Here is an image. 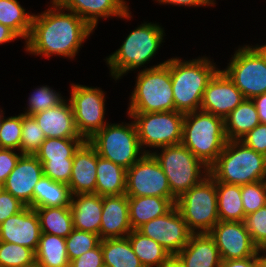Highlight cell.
<instances>
[{"label": "cell", "mask_w": 266, "mask_h": 267, "mask_svg": "<svg viewBox=\"0 0 266 267\" xmlns=\"http://www.w3.org/2000/svg\"><path fill=\"white\" fill-rule=\"evenodd\" d=\"M50 4L47 10L33 15L31 33L24 49L32 55L73 59L94 29L76 13L65 12L55 0Z\"/></svg>", "instance_id": "obj_1"}, {"label": "cell", "mask_w": 266, "mask_h": 267, "mask_svg": "<svg viewBox=\"0 0 266 267\" xmlns=\"http://www.w3.org/2000/svg\"><path fill=\"white\" fill-rule=\"evenodd\" d=\"M218 70L208 57L188 61L179 57L170 58L175 110L183 114L200 110L204 90Z\"/></svg>", "instance_id": "obj_2"}, {"label": "cell", "mask_w": 266, "mask_h": 267, "mask_svg": "<svg viewBox=\"0 0 266 267\" xmlns=\"http://www.w3.org/2000/svg\"><path fill=\"white\" fill-rule=\"evenodd\" d=\"M209 175L216 182L240 186L266 180V157L240 140H228Z\"/></svg>", "instance_id": "obj_3"}, {"label": "cell", "mask_w": 266, "mask_h": 267, "mask_svg": "<svg viewBox=\"0 0 266 267\" xmlns=\"http://www.w3.org/2000/svg\"><path fill=\"white\" fill-rule=\"evenodd\" d=\"M164 34V29L152 22H144L132 30L120 48L105 59L110 76L116 81L129 71L148 64L164 42Z\"/></svg>", "instance_id": "obj_4"}, {"label": "cell", "mask_w": 266, "mask_h": 267, "mask_svg": "<svg viewBox=\"0 0 266 267\" xmlns=\"http://www.w3.org/2000/svg\"><path fill=\"white\" fill-rule=\"evenodd\" d=\"M127 113L176 111L170 75V59L137 73Z\"/></svg>", "instance_id": "obj_5"}, {"label": "cell", "mask_w": 266, "mask_h": 267, "mask_svg": "<svg viewBox=\"0 0 266 267\" xmlns=\"http://www.w3.org/2000/svg\"><path fill=\"white\" fill-rule=\"evenodd\" d=\"M227 141L223 118L201 110L184 114L181 144L207 167L217 160Z\"/></svg>", "instance_id": "obj_6"}, {"label": "cell", "mask_w": 266, "mask_h": 267, "mask_svg": "<svg viewBox=\"0 0 266 267\" xmlns=\"http://www.w3.org/2000/svg\"><path fill=\"white\" fill-rule=\"evenodd\" d=\"M159 150L160 153L157 150L152 154L167 176L171 193L176 198L209 175V167L181 143L165 146Z\"/></svg>", "instance_id": "obj_7"}, {"label": "cell", "mask_w": 266, "mask_h": 267, "mask_svg": "<svg viewBox=\"0 0 266 267\" xmlns=\"http://www.w3.org/2000/svg\"><path fill=\"white\" fill-rule=\"evenodd\" d=\"M100 157L122 166L126 170L145 152L142 150L134 121L131 123H107L87 140Z\"/></svg>", "instance_id": "obj_8"}, {"label": "cell", "mask_w": 266, "mask_h": 267, "mask_svg": "<svg viewBox=\"0 0 266 267\" xmlns=\"http://www.w3.org/2000/svg\"><path fill=\"white\" fill-rule=\"evenodd\" d=\"M175 206L192 233H209L219 222L216 181L206 176L178 197Z\"/></svg>", "instance_id": "obj_9"}, {"label": "cell", "mask_w": 266, "mask_h": 267, "mask_svg": "<svg viewBox=\"0 0 266 267\" xmlns=\"http://www.w3.org/2000/svg\"><path fill=\"white\" fill-rule=\"evenodd\" d=\"M222 71L245 99H253L266 92V50L258 43L256 46L238 47Z\"/></svg>", "instance_id": "obj_10"}, {"label": "cell", "mask_w": 266, "mask_h": 267, "mask_svg": "<svg viewBox=\"0 0 266 267\" xmlns=\"http://www.w3.org/2000/svg\"><path fill=\"white\" fill-rule=\"evenodd\" d=\"M133 119L138 139L145 153L152 151L145 148H162L177 145L182 140L184 114L177 111L154 113H128ZM148 146V147H147Z\"/></svg>", "instance_id": "obj_11"}, {"label": "cell", "mask_w": 266, "mask_h": 267, "mask_svg": "<svg viewBox=\"0 0 266 267\" xmlns=\"http://www.w3.org/2000/svg\"><path fill=\"white\" fill-rule=\"evenodd\" d=\"M105 92L99 87L71 83L69 101L74 113L75 126L85 140H89L108 122L105 120Z\"/></svg>", "instance_id": "obj_12"}, {"label": "cell", "mask_w": 266, "mask_h": 267, "mask_svg": "<svg viewBox=\"0 0 266 267\" xmlns=\"http://www.w3.org/2000/svg\"><path fill=\"white\" fill-rule=\"evenodd\" d=\"M127 196H156L177 199L172 193L167 176L152 153H145L126 173Z\"/></svg>", "instance_id": "obj_13"}, {"label": "cell", "mask_w": 266, "mask_h": 267, "mask_svg": "<svg viewBox=\"0 0 266 267\" xmlns=\"http://www.w3.org/2000/svg\"><path fill=\"white\" fill-rule=\"evenodd\" d=\"M137 230L162 245L170 255L178 254L192 234L176 206L165 215L143 224Z\"/></svg>", "instance_id": "obj_14"}, {"label": "cell", "mask_w": 266, "mask_h": 267, "mask_svg": "<svg viewBox=\"0 0 266 267\" xmlns=\"http://www.w3.org/2000/svg\"><path fill=\"white\" fill-rule=\"evenodd\" d=\"M209 235L219 250L221 260L248 258L260 251L253 243L244 221H219Z\"/></svg>", "instance_id": "obj_15"}, {"label": "cell", "mask_w": 266, "mask_h": 267, "mask_svg": "<svg viewBox=\"0 0 266 267\" xmlns=\"http://www.w3.org/2000/svg\"><path fill=\"white\" fill-rule=\"evenodd\" d=\"M245 97L222 71L218 70L208 82L203 93L200 110L226 118Z\"/></svg>", "instance_id": "obj_16"}, {"label": "cell", "mask_w": 266, "mask_h": 267, "mask_svg": "<svg viewBox=\"0 0 266 267\" xmlns=\"http://www.w3.org/2000/svg\"><path fill=\"white\" fill-rule=\"evenodd\" d=\"M43 175V167L37 157L22 154L2 188L25 206L33 208L34 187Z\"/></svg>", "instance_id": "obj_17"}, {"label": "cell", "mask_w": 266, "mask_h": 267, "mask_svg": "<svg viewBox=\"0 0 266 267\" xmlns=\"http://www.w3.org/2000/svg\"><path fill=\"white\" fill-rule=\"evenodd\" d=\"M40 221L35 209L25 206L0 224V241L15 243L34 252L41 236Z\"/></svg>", "instance_id": "obj_18"}, {"label": "cell", "mask_w": 266, "mask_h": 267, "mask_svg": "<svg viewBox=\"0 0 266 267\" xmlns=\"http://www.w3.org/2000/svg\"><path fill=\"white\" fill-rule=\"evenodd\" d=\"M65 10L80 16L95 30L97 23L109 17L132 18L129 5L125 0H55Z\"/></svg>", "instance_id": "obj_19"}, {"label": "cell", "mask_w": 266, "mask_h": 267, "mask_svg": "<svg viewBox=\"0 0 266 267\" xmlns=\"http://www.w3.org/2000/svg\"><path fill=\"white\" fill-rule=\"evenodd\" d=\"M131 231L128 196H102L100 238H124Z\"/></svg>", "instance_id": "obj_20"}, {"label": "cell", "mask_w": 266, "mask_h": 267, "mask_svg": "<svg viewBox=\"0 0 266 267\" xmlns=\"http://www.w3.org/2000/svg\"><path fill=\"white\" fill-rule=\"evenodd\" d=\"M96 169L97 151L86 140L73 157L72 174L68 184L72 196L95 193Z\"/></svg>", "instance_id": "obj_21"}, {"label": "cell", "mask_w": 266, "mask_h": 267, "mask_svg": "<svg viewBox=\"0 0 266 267\" xmlns=\"http://www.w3.org/2000/svg\"><path fill=\"white\" fill-rule=\"evenodd\" d=\"M32 116L43 130L46 138H83L76 129L69 99Z\"/></svg>", "instance_id": "obj_22"}, {"label": "cell", "mask_w": 266, "mask_h": 267, "mask_svg": "<svg viewBox=\"0 0 266 267\" xmlns=\"http://www.w3.org/2000/svg\"><path fill=\"white\" fill-rule=\"evenodd\" d=\"M176 256L183 267H220L222 261L209 233H192L188 243Z\"/></svg>", "instance_id": "obj_23"}, {"label": "cell", "mask_w": 266, "mask_h": 267, "mask_svg": "<svg viewBox=\"0 0 266 267\" xmlns=\"http://www.w3.org/2000/svg\"><path fill=\"white\" fill-rule=\"evenodd\" d=\"M70 209L74 229L100 236L102 196L95 193L73 195Z\"/></svg>", "instance_id": "obj_24"}, {"label": "cell", "mask_w": 266, "mask_h": 267, "mask_svg": "<svg viewBox=\"0 0 266 267\" xmlns=\"http://www.w3.org/2000/svg\"><path fill=\"white\" fill-rule=\"evenodd\" d=\"M177 199H167L156 196H128L129 220L132 230H137L143 224L168 213Z\"/></svg>", "instance_id": "obj_25"}, {"label": "cell", "mask_w": 266, "mask_h": 267, "mask_svg": "<svg viewBox=\"0 0 266 267\" xmlns=\"http://www.w3.org/2000/svg\"><path fill=\"white\" fill-rule=\"evenodd\" d=\"M127 170L97 153L95 194L100 196L122 195L126 193Z\"/></svg>", "instance_id": "obj_26"}, {"label": "cell", "mask_w": 266, "mask_h": 267, "mask_svg": "<svg viewBox=\"0 0 266 267\" xmlns=\"http://www.w3.org/2000/svg\"><path fill=\"white\" fill-rule=\"evenodd\" d=\"M260 124L256 105L252 99H244L230 114L224 118L227 140H240Z\"/></svg>", "instance_id": "obj_27"}, {"label": "cell", "mask_w": 266, "mask_h": 267, "mask_svg": "<svg viewBox=\"0 0 266 267\" xmlns=\"http://www.w3.org/2000/svg\"><path fill=\"white\" fill-rule=\"evenodd\" d=\"M72 194L68 184L42 176L34 187L33 209L70 206Z\"/></svg>", "instance_id": "obj_28"}, {"label": "cell", "mask_w": 266, "mask_h": 267, "mask_svg": "<svg viewBox=\"0 0 266 267\" xmlns=\"http://www.w3.org/2000/svg\"><path fill=\"white\" fill-rule=\"evenodd\" d=\"M105 267H144L127 237L101 239Z\"/></svg>", "instance_id": "obj_29"}, {"label": "cell", "mask_w": 266, "mask_h": 267, "mask_svg": "<svg viewBox=\"0 0 266 267\" xmlns=\"http://www.w3.org/2000/svg\"><path fill=\"white\" fill-rule=\"evenodd\" d=\"M35 259L41 267H69L65 238L41 233Z\"/></svg>", "instance_id": "obj_30"}, {"label": "cell", "mask_w": 266, "mask_h": 267, "mask_svg": "<svg viewBox=\"0 0 266 267\" xmlns=\"http://www.w3.org/2000/svg\"><path fill=\"white\" fill-rule=\"evenodd\" d=\"M219 221H244L241 186L216 182Z\"/></svg>", "instance_id": "obj_31"}, {"label": "cell", "mask_w": 266, "mask_h": 267, "mask_svg": "<svg viewBox=\"0 0 266 267\" xmlns=\"http://www.w3.org/2000/svg\"><path fill=\"white\" fill-rule=\"evenodd\" d=\"M34 209L38 214L42 233L66 238L74 229L70 206Z\"/></svg>", "instance_id": "obj_32"}, {"label": "cell", "mask_w": 266, "mask_h": 267, "mask_svg": "<svg viewBox=\"0 0 266 267\" xmlns=\"http://www.w3.org/2000/svg\"><path fill=\"white\" fill-rule=\"evenodd\" d=\"M126 237L144 267H159L170 256L162 245L138 230H132Z\"/></svg>", "instance_id": "obj_33"}, {"label": "cell", "mask_w": 266, "mask_h": 267, "mask_svg": "<svg viewBox=\"0 0 266 267\" xmlns=\"http://www.w3.org/2000/svg\"><path fill=\"white\" fill-rule=\"evenodd\" d=\"M33 15L26 12L18 0H0V23L12 29L25 42L31 33Z\"/></svg>", "instance_id": "obj_34"}, {"label": "cell", "mask_w": 266, "mask_h": 267, "mask_svg": "<svg viewBox=\"0 0 266 267\" xmlns=\"http://www.w3.org/2000/svg\"><path fill=\"white\" fill-rule=\"evenodd\" d=\"M84 138H46L35 153L39 161H58L73 158L85 142Z\"/></svg>", "instance_id": "obj_35"}, {"label": "cell", "mask_w": 266, "mask_h": 267, "mask_svg": "<svg viewBox=\"0 0 266 267\" xmlns=\"http://www.w3.org/2000/svg\"><path fill=\"white\" fill-rule=\"evenodd\" d=\"M45 139L44 132L34 117L22 113V137L19 153L35 155Z\"/></svg>", "instance_id": "obj_36"}, {"label": "cell", "mask_w": 266, "mask_h": 267, "mask_svg": "<svg viewBox=\"0 0 266 267\" xmlns=\"http://www.w3.org/2000/svg\"><path fill=\"white\" fill-rule=\"evenodd\" d=\"M35 261V252L32 249L0 241V267H21Z\"/></svg>", "instance_id": "obj_37"}, {"label": "cell", "mask_w": 266, "mask_h": 267, "mask_svg": "<svg viewBox=\"0 0 266 267\" xmlns=\"http://www.w3.org/2000/svg\"><path fill=\"white\" fill-rule=\"evenodd\" d=\"M101 242L99 235L73 229L65 238L69 261L76 259L83 253L97 247Z\"/></svg>", "instance_id": "obj_38"}, {"label": "cell", "mask_w": 266, "mask_h": 267, "mask_svg": "<svg viewBox=\"0 0 266 267\" xmlns=\"http://www.w3.org/2000/svg\"><path fill=\"white\" fill-rule=\"evenodd\" d=\"M64 100L61 93L59 94V92H56L47 85L41 86L36 88L28 98V107L23 114L32 116L38 112L55 107Z\"/></svg>", "instance_id": "obj_39"}, {"label": "cell", "mask_w": 266, "mask_h": 267, "mask_svg": "<svg viewBox=\"0 0 266 267\" xmlns=\"http://www.w3.org/2000/svg\"><path fill=\"white\" fill-rule=\"evenodd\" d=\"M22 137V113L17 116L6 117L0 127V148L20 151Z\"/></svg>", "instance_id": "obj_40"}, {"label": "cell", "mask_w": 266, "mask_h": 267, "mask_svg": "<svg viewBox=\"0 0 266 267\" xmlns=\"http://www.w3.org/2000/svg\"><path fill=\"white\" fill-rule=\"evenodd\" d=\"M241 199L245 215L266 205V180L241 186Z\"/></svg>", "instance_id": "obj_41"}, {"label": "cell", "mask_w": 266, "mask_h": 267, "mask_svg": "<svg viewBox=\"0 0 266 267\" xmlns=\"http://www.w3.org/2000/svg\"><path fill=\"white\" fill-rule=\"evenodd\" d=\"M244 223L253 243L261 250L266 245V205L246 215Z\"/></svg>", "instance_id": "obj_42"}, {"label": "cell", "mask_w": 266, "mask_h": 267, "mask_svg": "<svg viewBox=\"0 0 266 267\" xmlns=\"http://www.w3.org/2000/svg\"><path fill=\"white\" fill-rule=\"evenodd\" d=\"M44 176L53 181L69 184L72 174L73 158L58 161H40Z\"/></svg>", "instance_id": "obj_43"}, {"label": "cell", "mask_w": 266, "mask_h": 267, "mask_svg": "<svg viewBox=\"0 0 266 267\" xmlns=\"http://www.w3.org/2000/svg\"><path fill=\"white\" fill-rule=\"evenodd\" d=\"M240 141L266 157V124L260 123L243 136Z\"/></svg>", "instance_id": "obj_44"}, {"label": "cell", "mask_w": 266, "mask_h": 267, "mask_svg": "<svg viewBox=\"0 0 266 267\" xmlns=\"http://www.w3.org/2000/svg\"><path fill=\"white\" fill-rule=\"evenodd\" d=\"M25 205L3 188L0 191V224L20 212Z\"/></svg>", "instance_id": "obj_45"}, {"label": "cell", "mask_w": 266, "mask_h": 267, "mask_svg": "<svg viewBox=\"0 0 266 267\" xmlns=\"http://www.w3.org/2000/svg\"><path fill=\"white\" fill-rule=\"evenodd\" d=\"M69 267H104V260L100 244L70 261Z\"/></svg>", "instance_id": "obj_46"}, {"label": "cell", "mask_w": 266, "mask_h": 267, "mask_svg": "<svg viewBox=\"0 0 266 267\" xmlns=\"http://www.w3.org/2000/svg\"><path fill=\"white\" fill-rule=\"evenodd\" d=\"M21 155L14 149L0 148V185L4 184Z\"/></svg>", "instance_id": "obj_47"}, {"label": "cell", "mask_w": 266, "mask_h": 267, "mask_svg": "<svg viewBox=\"0 0 266 267\" xmlns=\"http://www.w3.org/2000/svg\"><path fill=\"white\" fill-rule=\"evenodd\" d=\"M220 267H260V251L248 258L222 260Z\"/></svg>", "instance_id": "obj_48"}, {"label": "cell", "mask_w": 266, "mask_h": 267, "mask_svg": "<svg viewBox=\"0 0 266 267\" xmlns=\"http://www.w3.org/2000/svg\"><path fill=\"white\" fill-rule=\"evenodd\" d=\"M159 4H171V5H179L180 6H194V8L200 7V6H209L210 4L207 2V0H155Z\"/></svg>", "instance_id": "obj_49"}, {"label": "cell", "mask_w": 266, "mask_h": 267, "mask_svg": "<svg viewBox=\"0 0 266 267\" xmlns=\"http://www.w3.org/2000/svg\"><path fill=\"white\" fill-rule=\"evenodd\" d=\"M256 105L260 123L266 124V92L252 99Z\"/></svg>", "instance_id": "obj_50"}, {"label": "cell", "mask_w": 266, "mask_h": 267, "mask_svg": "<svg viewBox=\"0 0 266 267\" xmlns=\"http://www.w3.org/2000/svg\"><path fill=\"white\" fill-rule=\"evenodd\" d=\"M20 38L12 29L0 23V45Z\"/></svg>", "instance_id": "obj_51"}, {"label": "cell", "mask_w": 266, "mask_h": 267, "mask_svg": "<svg viewBox=\"0 0 266 267\" xmlns=\"http://www.w3.org/2000/svg\"><path fill=\"white\" fill-rule=\"evenodd\" d=\"M159 267H183L176 255H170Z\"/></svg>", "instance_id": "obj_52"}, {"label": "cell", "mask_w": 266, "mask_h": 267, "mask_svg": "<svg viewBox=\"0 0 266 267\" xmlns=\"http://www.w3.org/2000/svg\"><path fill=\"white\" fill-rule=\"evenodd\" d=\"M260 267H266V260L261 255V252H260Z\"/></svg>", "instance_id": "obj_53"}, {"label": "cell", "mask_w": 266, "mask_h": 267, "mask_svg": "<svg viewBox=\"0 0 266 267\" xmlns=\"http://www.w3.org/2000/svg\"><path fill=\"white\" fill-rule=\"evenodd\" d=\"M21 267H41L36 261L29 264V265H26V266H21Z\"/></svg>", "instance_id": "obj_54"}, {"label": "cell", "mask_w": 266, "mask_h": 267, "mask_svg": "<svg viewBox=\"0 0 266 267\" xmlns=\"http://www.w3.org/2000/svg\"><path fill=\"white\" fill-rule=\"evenodd\" d=\"M263 258L266 260V245L260 250Z\"/></svg>", "instance_id": "obj_55"}, {"label": "cell", "mask_w": 266, "mask_h": 267, "mask_svg": "<svg viewBox=\"0 0 266 267\" xmlns=\"http://www.w3.org/2000/svg\"><path fill=\"white\" fill-rule=\"evenodd\" d=\"M2 112L3 110L0 109V127H1L2 120H3V116L5 114L4 112L3 113Z\"/></svg>", "instance_id": "obj_56"}, {"label": "cell", "mask_w": 266, "mask_h": 267, "mask_svg": "<svg viewBox=\"0 0 266 267\" xmlns=\"http://www.w3.org/2000/svg\"><path fill=\"white\" fill-rule=\"evenodd\" d=\"M207 2L210 4V6H214L216 4L214 0H207Z\"/></svg>", "instance_id": "obj_57"}]
</instances>
